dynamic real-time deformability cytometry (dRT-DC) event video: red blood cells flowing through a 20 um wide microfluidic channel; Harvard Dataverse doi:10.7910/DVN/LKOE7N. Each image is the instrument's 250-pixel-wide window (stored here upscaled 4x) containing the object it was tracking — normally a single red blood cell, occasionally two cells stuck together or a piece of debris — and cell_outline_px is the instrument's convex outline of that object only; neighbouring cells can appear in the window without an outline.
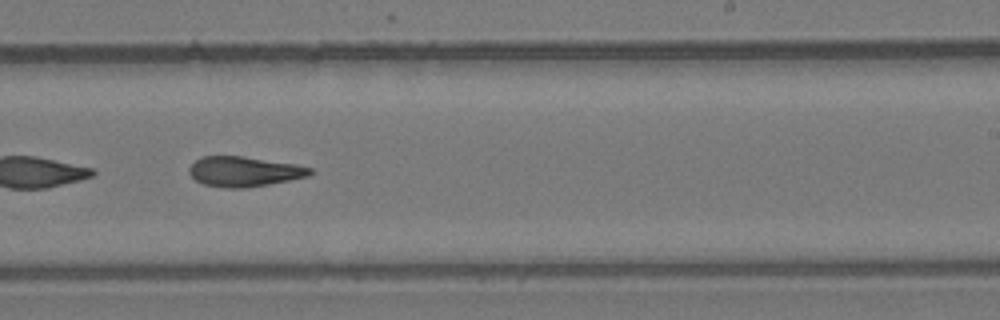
{"species": "common noctule bat (a hibernating species)", "species_latin": "Nyctalus noctula", "temperature_condition": "room temperature", "stored_images_in_passage": 32, "camera_frame_rate_fps": 3000, "um_per_image_px": 0.085, "animal": {"sex": "female", "body_mass_g": 24.6, "forearm_length_mm": 56.2}, "frame": {"image": 1, "passage_image": 19, "time_ms": 6.0, "image_size_px": [1000, 320], "cell_outline_px": [[312, 172], [308, 176], [268, 184], [244, 188], [228, 188], [204, 184], [196, 180], [188, 172], [188, 168], [196, 160], [204, 156], [244, 156], [296, 164], [312, 168]], "centroid_in_image_um": [20.74, 14.57], "position_along_channel_um": 268.3, "area_um2": 20.98}, "authors_computed_cell_mechanics": {"area_um2": 21.4149, "velocity_mm_per_s": 4.2037, "shape_relaxation_time_tau1_ms": null, "shape_relaxation_time_tau2_ms": 2.4861, "deformation_change_tau1": null, "deformation_change_tau2": 0.117}}